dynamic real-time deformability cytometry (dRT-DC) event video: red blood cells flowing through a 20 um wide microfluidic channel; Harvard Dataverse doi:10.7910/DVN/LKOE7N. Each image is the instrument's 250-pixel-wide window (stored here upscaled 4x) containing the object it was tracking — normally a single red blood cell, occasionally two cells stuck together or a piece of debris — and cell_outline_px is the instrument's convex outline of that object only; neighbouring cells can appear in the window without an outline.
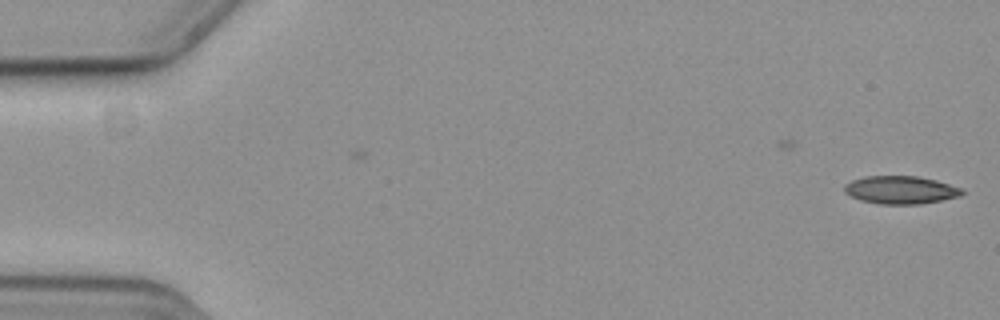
{"species": "common noctule bat (a hibernating species)", "species_latin": "Nyctalus noctula", "temperature_condition": "cold", "stored_images_in_passage": 7, "camera_frame_rate_fps": 3000, "um_per_image_px": 0.085, "animal": {"sex": "female", "body_mass_g": 19.3, "forearm_length_mm": 54.1}, "frame": {"image": 1, "passage_image": 7, "time_ms": 2.0, "image_size_px": [1000, 320], "cell_outline_px": [[964, 192], [960, 196], [920, 204], [880, 204], [860, 200], [844, 192], [844, 184], [852, 180], [864, 176], [916, 176], [936, 180], [964, 188]], "centroid_in_image_um": [76.56, 16.14], "position_along_channel_um": 8.4, "area_um2": 19.19}}